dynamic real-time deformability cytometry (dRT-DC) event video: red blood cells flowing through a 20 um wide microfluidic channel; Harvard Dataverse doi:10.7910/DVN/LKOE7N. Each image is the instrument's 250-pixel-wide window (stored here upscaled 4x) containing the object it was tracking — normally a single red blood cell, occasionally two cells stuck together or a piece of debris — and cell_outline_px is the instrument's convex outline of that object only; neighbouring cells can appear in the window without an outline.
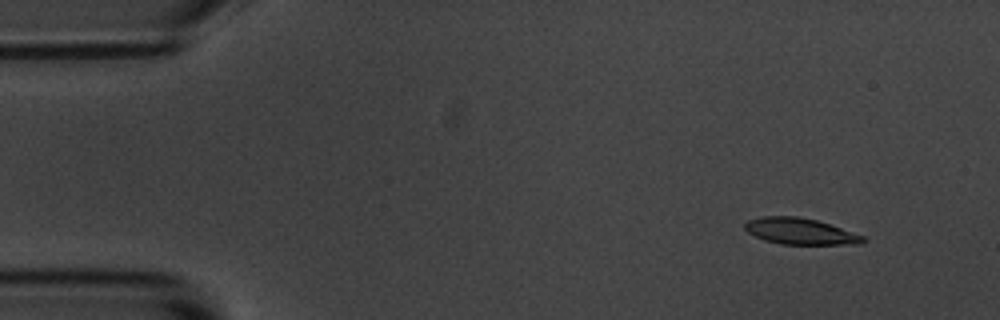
{"species": "common noctule bat (a hibernating species)", "species_latin": "Nyctalus noctula", "temperature_condition": "room temperature", "stored_images_in_passage": 4, "camera_frame_rate_fps": 3000, "um_per_image_px": 0.085, "animal": {"sex": "male", "body_mass_g": 20.1, "forearm_length_mm": 53.5}, "frame": {"image": 1, "passage_image": 2, "time_ms": 1.333, "image_size_px": [1000, 320], "cell_outline_px": [[868, 240], [864, 244], [780, 244], [764, 240], [748, 232], [744, 228], [744, 224], [748, 220], [760, 216], [796, 216], [816, 220], [864, 236]], "centroid_in_image_um": [68.01, 19.66], "position_along_channel_um": 17.0, "area_um2": 18.03}}
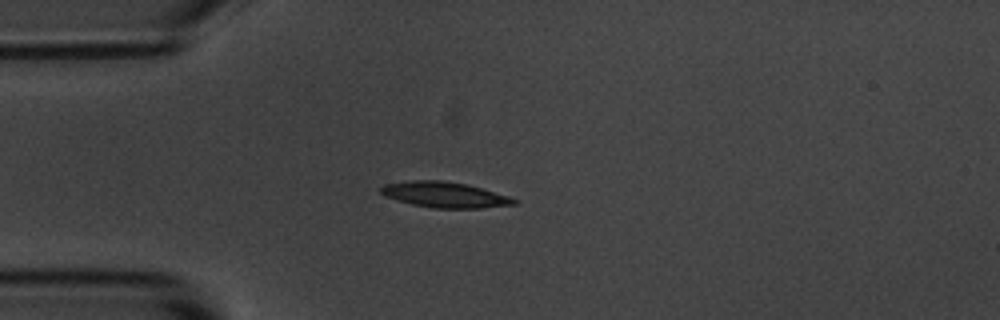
{"frame": {"image": 2, "passage_image": 4, "time_ms": 4.333, "image_size_px": [1000, 320], "cell_outline_px": [[516, 204], [480, 208], [432, 208], [412, 204], [396, 200], [384, 196], [380, 192], [380, 188], [384, 184], [412, 180], [440, 180], [468, 184], [508, 196], [516, 200]], "centroid_in_image_um": [37.75, 16.55], "position_along_channel_um": 47.2, "area_um2": 19.83}}